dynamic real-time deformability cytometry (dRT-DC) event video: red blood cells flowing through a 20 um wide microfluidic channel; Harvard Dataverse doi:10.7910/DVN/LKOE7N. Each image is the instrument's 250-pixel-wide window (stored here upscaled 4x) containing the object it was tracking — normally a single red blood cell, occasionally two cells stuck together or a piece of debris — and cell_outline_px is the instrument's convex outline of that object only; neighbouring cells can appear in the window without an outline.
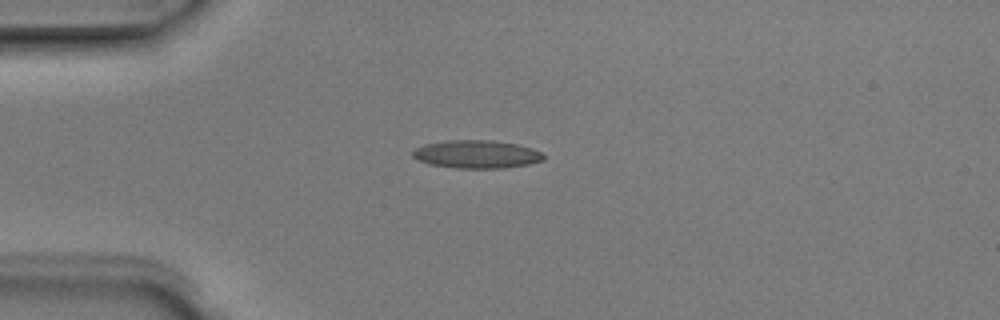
{"species": "Egyptian fruit bat (a non-hibernating species)", "species_latin": "Rousettus aegyptiacus", "temperature_condition": "room temperature", "stored_images_in_passage": 5, "camera_frame_rate_fps": 3000, "um_per_image_px": 0.085, "animal": {"sex": "male"}, "frame": {"image": 1, "passage_image": 3, "time_ms": 0.667, "image_size_px": [1000, 320], "cell_outline_px": [[544, 160], [528, 164], [504, 168], [456, 168], [428, 164], [416, 160], [412, 156], [412, 152], [416, 148], [424, 144], [448, 140], [492, 140], [516, 144], [532, 148], [540, 152], [544, 156]], "centroid_in_image_um": [40.48, 13.11], "position_along_channel_um": 44.5, "area_um2": 21.44}}
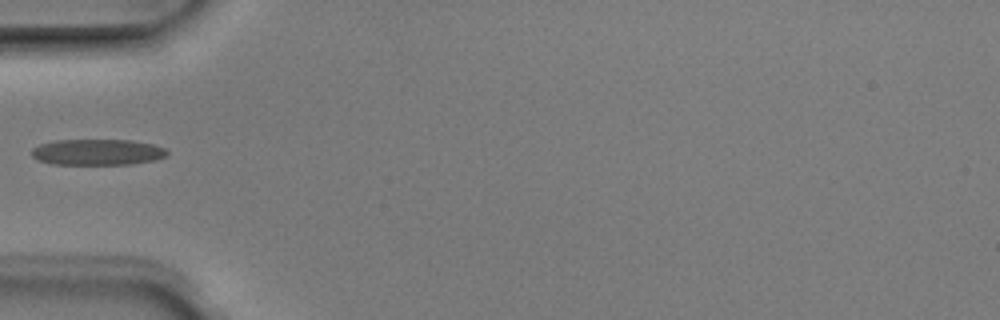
{"frame": {"image": 2, "passage_image": 4, "time_ms": 1.0, "image_size_px": [1000, 320], "cell_outline_px": [[168, 152], [164, 156], [156, 160], [132, 164], [52, 164], [36, 160], [32, 156], [32, 148], [40, 144], [56, 140], [132, 140], [152, 144], [164, 148]], "centroid_in_image_um": [8.25, 12.93], "position_along_channel_um": 76.7, "area_um2": 20.52}}
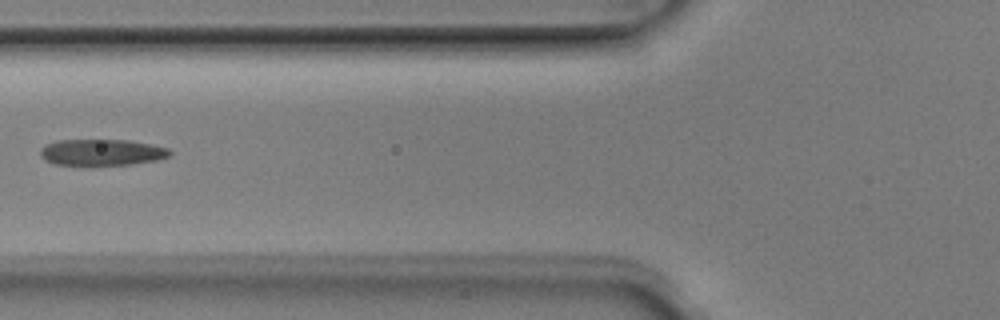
{"frame": {"image": 3, "passage_image": 5, "time_ms": 1.333, "image_size_px": [1000, 320], "cell_outline_px": [[172, 156], [156, 160], [132, 164], [92, 168], [88, 168], [52, 164], [44, 160], [40, 156], [40, 148], [44, 144], [56, 140], [128, 140], [152, 144], [168, 148], [172, 152]], "centroid_in_image_um": [8.59, 13.0], "position_along_channel_um": 117.2, "area_um2": 21.1}}